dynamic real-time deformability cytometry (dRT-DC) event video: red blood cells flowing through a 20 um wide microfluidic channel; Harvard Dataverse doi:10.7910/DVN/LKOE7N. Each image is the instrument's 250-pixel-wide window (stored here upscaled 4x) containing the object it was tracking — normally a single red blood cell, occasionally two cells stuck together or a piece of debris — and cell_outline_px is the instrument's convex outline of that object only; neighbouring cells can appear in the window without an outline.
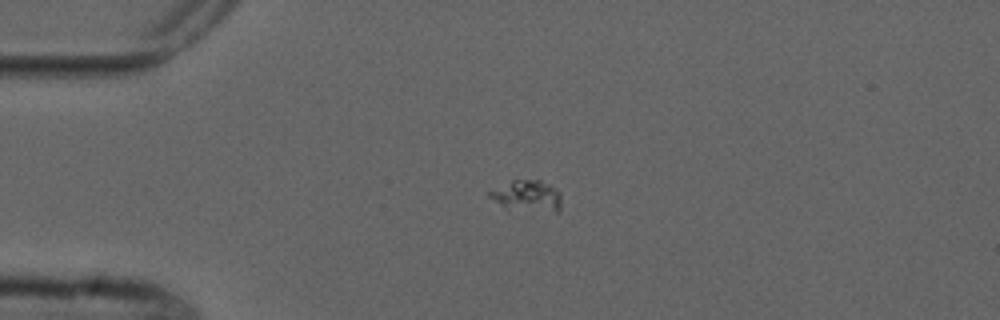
{"species": "common noctule bat (a hibernating species)", "species_latin": "Nyctalus noctula", "temperature_condition": "cold", "stored_images_in_passage": 2, "camera_frame_rate_fps": 3000, "um_per_image_px": 0.085, "animal": {"sex": "male", "forearm_length_mm": 52.5}, "frame": {"image": 1, "passage_image": 1, "time_ms": 0.0, "image_size_px": [1000, 320], "cell_outline_px": [[560, 208], [556, 212], [504, 208], [488, 196], [488, 192], [512, 180], [540, 180], [548, 184], [560, 192]], "centroid_in_image_um": [44.8, 16.65], "position_along_channel_um": 40.2, "area_um2": 12.83}}